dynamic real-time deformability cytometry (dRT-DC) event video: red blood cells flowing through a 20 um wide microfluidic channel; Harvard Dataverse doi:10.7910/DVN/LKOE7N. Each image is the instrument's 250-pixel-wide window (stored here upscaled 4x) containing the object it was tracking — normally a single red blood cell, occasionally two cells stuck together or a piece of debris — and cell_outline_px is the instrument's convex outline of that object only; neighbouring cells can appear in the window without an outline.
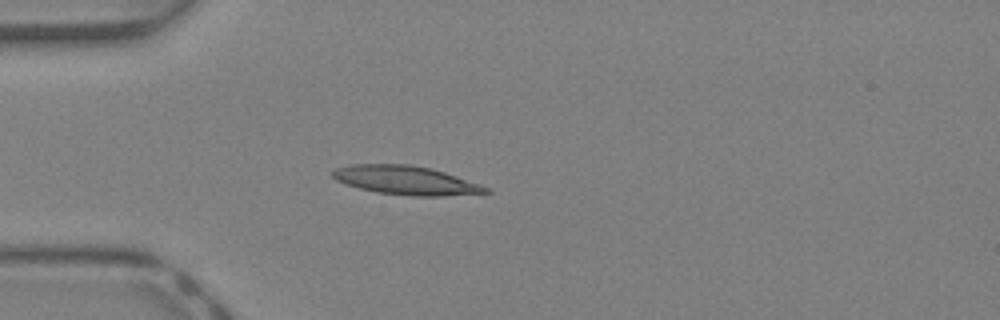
{"species": "Egyptian fruit bat (a non-hibernating species)", "species_latin": "Rousettus aegyptiacus", "temperature_condition": "warm", "stored_images_in_passage": 30, "camera_frame_rate_fps": 3000, "um_per_image_px": 0.085, "animal": {"sex": "female"}, "frame": {"image": 1, "passage_image": 1, "time_ms": 0.0, "image_size_px": [1000, 320], "cell_outline_px": [[492, 192], [444, 196], [412, 196], [376, 192], [360, 188], [336, 180], [332, 176], [332, 172], [336, 168], [348, 164], [408, 164], [432, 168], [480, 184], [488, 188]], "centroid_in_image_um": [34.5, 15.32], "position_along_channel_um": 50.5, "area_um2": 25.61}}
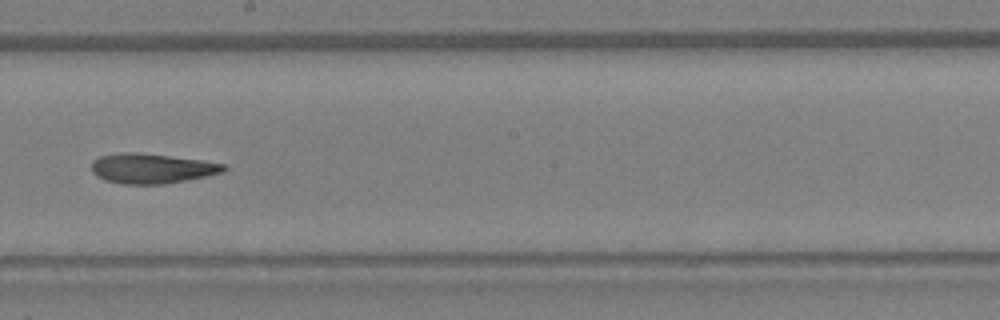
{"frame": {"image": 2, "passage_image": 13, "time_ms": 4.0, "image_size_px": [1000, 320], "cell_outline_px": [[228, 168], [224, 172], [164, 184], [124, 184], [104, 180], [96, 176], [92, 172], [92, 160], [100, 156], [120, 152], [136, 152], [200, 160], [224, 164]], "centroid_in_image_um": [12.85, 14.31], "position_along_channel_um": 235.3, "area_um2": 22.89}}
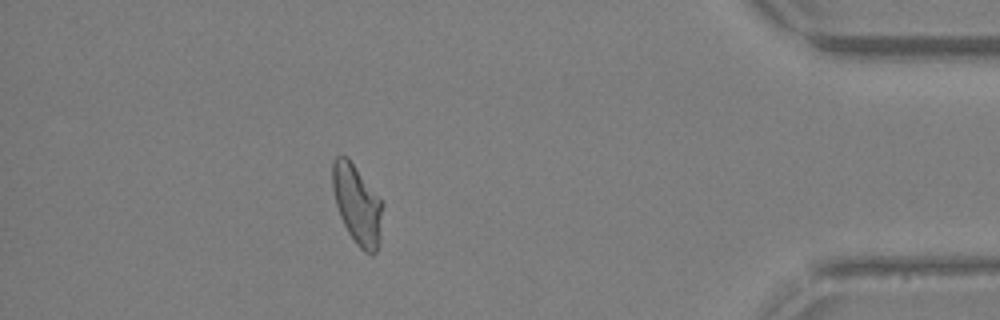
{"frame": {"image": 3, "passage_image": 26, "time_ms": 8.333, "image_size_px": [1000, 320], "cell_outline_px": [[384, 204], [380, 240], [376, 252], [372, 256], [364, 252], [356, 244], [348, 232], [340, 216], [336, 204], [332, 188], [332, 164], [336, 156], [348, 156]], "centroid_in_image_um": [30.37, 17.4], "position_along_channel_um": 404.8, "area_um2": 23.35}, "authors_computed_cell_mechanics": {"area_um2": 23.1489, "velocity_mm_per_s": 4.9675, "shape_relaxation_time_tau1_ms": null, "shape_relaxation_time_tau2_ms": 3.0279, "deformation_change_tau1": null, "deformation_change_tau2": 0.1026}}